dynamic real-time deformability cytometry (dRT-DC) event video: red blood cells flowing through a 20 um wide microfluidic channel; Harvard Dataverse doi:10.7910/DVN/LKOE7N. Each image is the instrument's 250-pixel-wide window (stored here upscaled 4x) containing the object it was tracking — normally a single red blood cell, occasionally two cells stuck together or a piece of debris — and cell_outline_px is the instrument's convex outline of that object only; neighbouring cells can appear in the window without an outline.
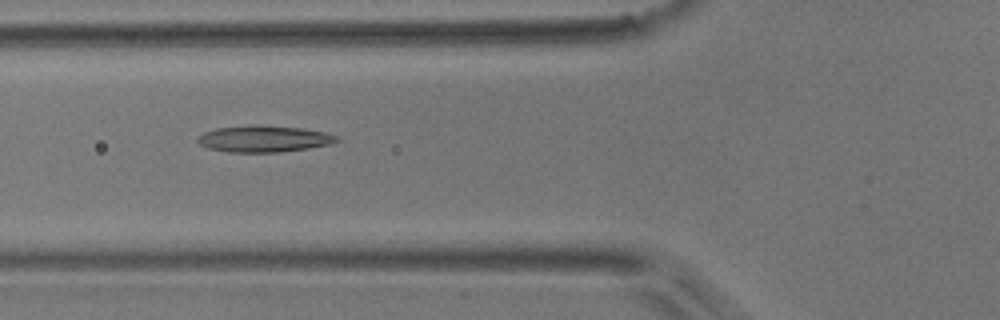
{"species": "common noctule bat (a hibernating species)", "species_latin": "Nyctalus noctula", "temperature_condition": "room temperature", "stored_images_in_passage": 9, "camera_frame_rate_fps": 3000, "um_per_image_px": 0.085, "animal": {"sex": "male", "body_mass_g": 17.9}, "frame": {"image": 1, "passage_image": 6, "time_ms": 5.667, "image_size_px": [1000, 320], "cell_outline_px": [[340, 140], [328, 144], [308, 148], [276, 152], [228, 152], [208, 148], [200, 144], [196, 140], [196, 136], [204, 132], [216, 128], [300, 128], [324, 132], [336, 136]], "centroid_in_image_um": [22.39, 11.85], "position_along_channel_um": 103.4, "area_um2": 20.17}}
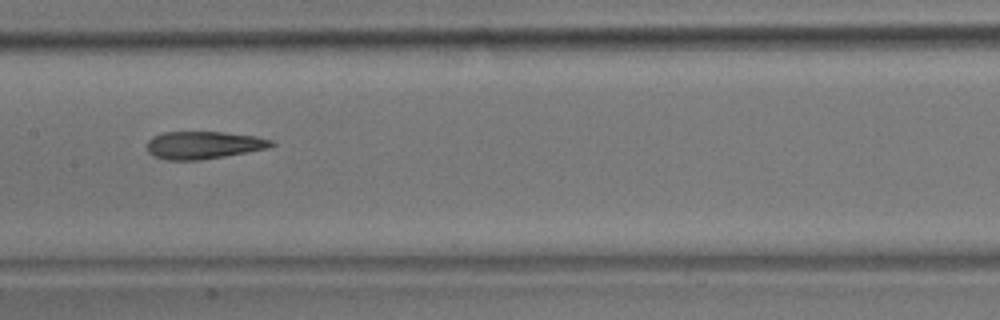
{"frame": {"image": 2, "passage_image": 8, "time_ms": 8.0, "image_size_px": [1000, 320], "cell_outline_px": [[276, 144], [268, 148], [224, 156], [200, 160], [168, 160], [152, 156], [148, 152], [148, 140], [152, 136], [164, 132], [224, 132], [256, 136], [272, 140]], "centroid_in_image_um": [17.29, 12.33], "position_along_channel_um": 190.1, "area_um2": 20.0}}
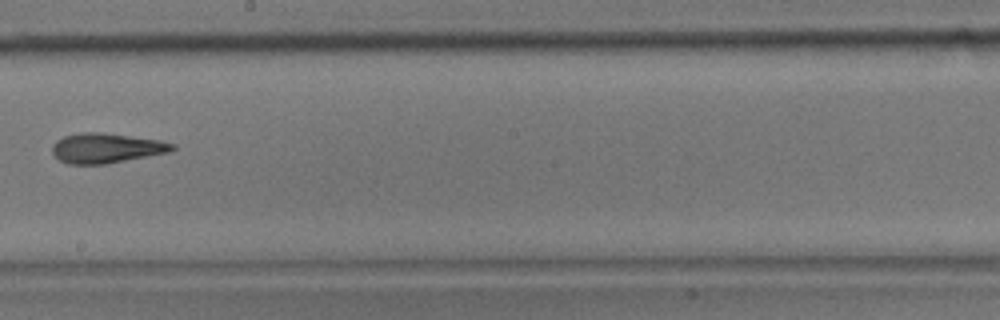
{"frame": {"image": 3, "passage_image": 9, "time_ms": 9.333, "image_size_px": [1000, 320], "cell_outline_px": [[176, 148], [172, 152], [104, 164], [68, 164], [60, 160], [52, 152], [52, 144], [56, 140], [64, 136], [80, 132], [100, 132], [160, 140], [176, 144]], "centroid_in_image_um": [9.05, 12.58], "position_along_channel_um": 239.1, "area_um2": 20.98}}